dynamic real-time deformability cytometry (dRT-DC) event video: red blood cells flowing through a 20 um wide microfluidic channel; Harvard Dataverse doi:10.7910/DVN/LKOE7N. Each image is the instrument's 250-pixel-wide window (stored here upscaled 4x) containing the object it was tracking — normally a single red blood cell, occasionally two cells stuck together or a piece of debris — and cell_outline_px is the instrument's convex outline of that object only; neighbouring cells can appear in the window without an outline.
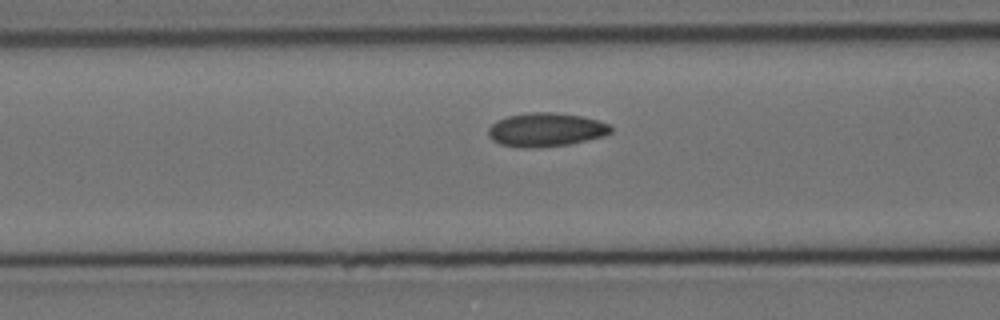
{"species": "Egyptian fruit bat (a non-hibernating species)", "species_latin": "Rousettus aegyptiacus", "temperature_condition": "cold", "stored_images_in_passage": 20, "camera_frame_rate_fps": 3000, "um_per_image_px": 0.085, "animal": {"sex": "female"}, "frame": {"image": 1, "passage_image": 17, "time_ms": 5.333, "image_size_px": [1000, 320], "cell_outline_px": [[612, 132], [604, 136], [568, 144], [536, 148], [520, 148], [500, 144], [492, 140], [488, 136], [488, 128], [496, 120], [508, 116], [532, 112], [552, 112], [580, 116], [596, 120], [608, 124], [612, 128]], "centroid_in_image_um": [46.36, 11.03], "position_along_channel_um": 120.2, "area_um2": 24.04}}
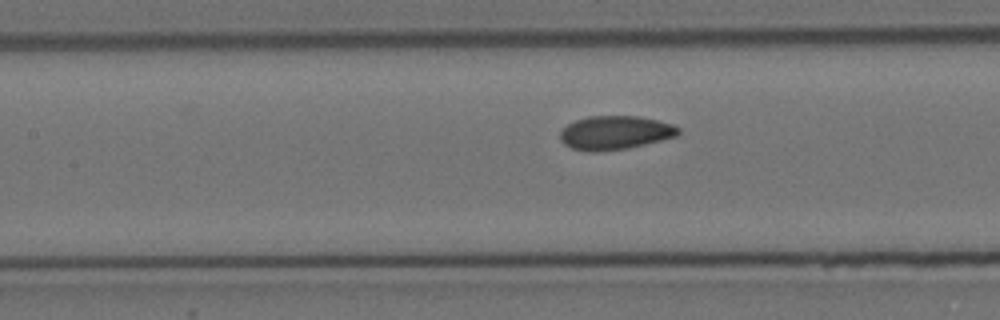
{"frame": {"image": 2, "passage_image": 20, "time_ms": 6.333, "image_size_px": [1000, 320], "cell_outline_px": [[680, 132], [676, 136], [628, 148], [596, 152], [588, 152], [572, 148], [564, 144], [560, 140], [560, 132], [568, 124], [576, 120], [588, 116], [640, 116], [672, 124], [680, 128]], "centroid_in_image_um": [52.26, 11.28], "position_along_channel_um": 155.1, "area_um2": 23.18}}